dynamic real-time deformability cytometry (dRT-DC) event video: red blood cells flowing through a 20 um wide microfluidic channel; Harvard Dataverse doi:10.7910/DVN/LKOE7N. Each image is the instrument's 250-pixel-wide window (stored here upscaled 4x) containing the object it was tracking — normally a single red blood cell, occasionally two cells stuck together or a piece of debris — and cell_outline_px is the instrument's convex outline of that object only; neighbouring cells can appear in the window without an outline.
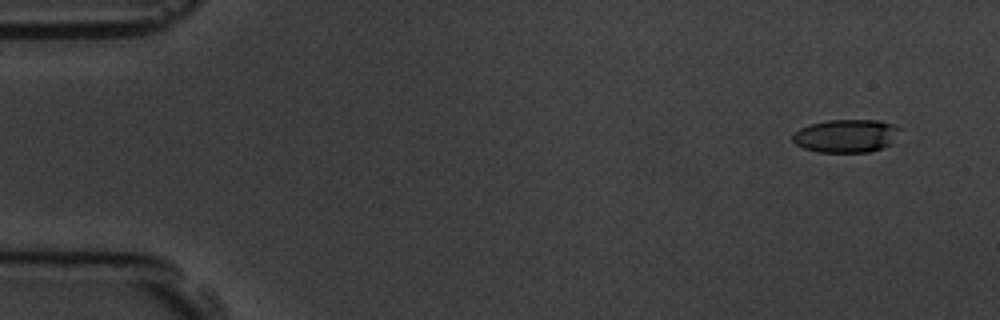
{"species": "common noctule bat (a hibernating species)", "species_latin": "Nyctalus noctula", "temperature_condition": "room temperature", "stored_images_in_passage": 6, "camera_frame_rate_fps": 3000, "um_per_image_px": 0.085, "animal": {"sex": "male", "body_mass_g": 19.5, "forearm_length_mm": 54.6}, "frame": {"image": 1, "passage_image": 1, "time_ms": 0.0, "image_size_px": [1000, 320], "cell_outline_px": [[900, 128], [892, 144], [868, 152], [820, 152], [804, 148], [796, 144], [792, 140], [792, 132], [800, 128], [812, 124], [828, 120], [880, 120], [892, 124]], "centroid_in_image_um": [71.9, 11.55], "position_along_channel_um": 13.1, "area_um2": 20.63}}
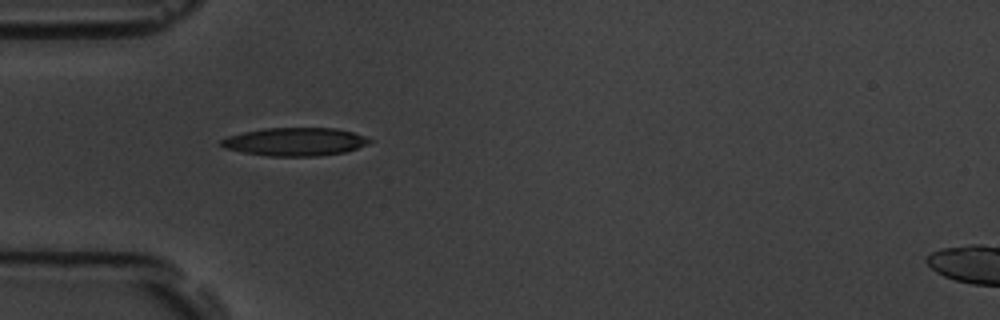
{"frame": {"image": 2, "passage_image": 5, "time_ms": 4.667, "image_size_px": [1000, 320], "cell_outline_px": [[376, 140], [368, 144], [344, 152], [320, 156], [268, 156], [244, 152], [224, 148], [220, 144], [220, 140], [228, 136], [244, 132], [264, 128], [336, 128], [352, 132]], "centroid_in_image_um": [25.09, 12.05], "position_along_channel_um": 59.9, "area_um2": 24.33}}
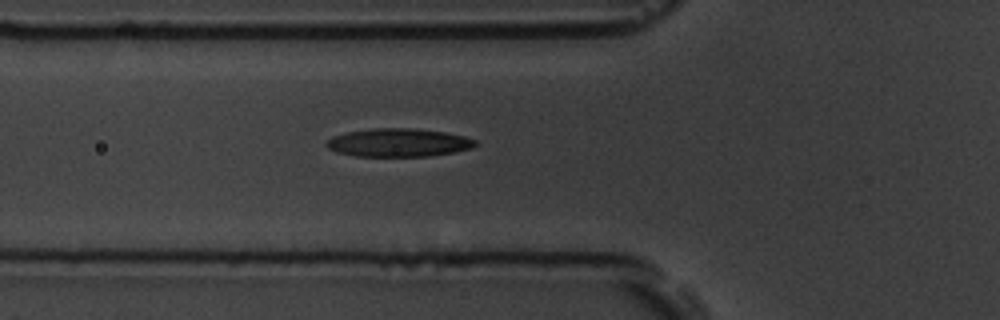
{"frame": {"image": 3, "passage_image": 6, "time_ms": 5.667, "image_size_px": [1000, 320], "cell_outline_px": [[476, 144], [472, 148], [456, 152], [428, 156], [356, 156], [336, 152], [328, 148], [324, 144], [332, 136], [348, 132], [372, 128], [416, 128], [444, 132], [464, 136], [476, 140]], "centroid_in_image_um": [33.87, 12.12], "position_along_channel_um": 91.9, "area_um2": 24.57}}